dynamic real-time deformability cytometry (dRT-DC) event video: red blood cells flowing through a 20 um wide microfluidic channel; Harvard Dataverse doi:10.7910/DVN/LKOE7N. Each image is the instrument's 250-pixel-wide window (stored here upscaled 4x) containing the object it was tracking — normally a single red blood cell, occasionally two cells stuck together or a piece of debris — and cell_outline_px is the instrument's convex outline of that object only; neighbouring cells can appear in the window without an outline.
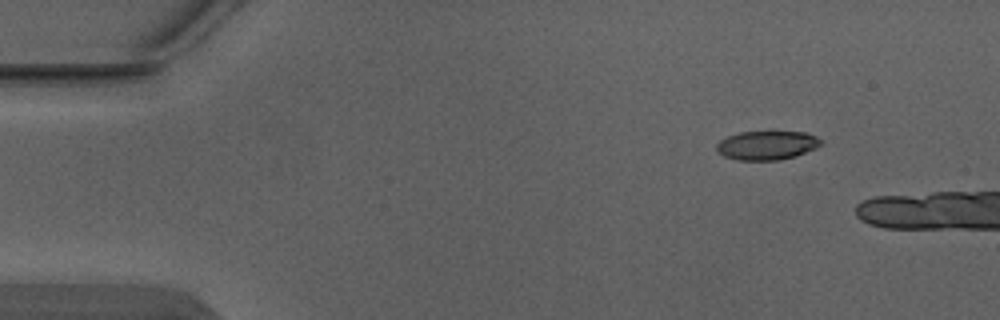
{"species": "Egyptian fruit bat (a non-hibernating species)", "species_latin": "Rousettus aegyptiacus", "temperature_condition": "warm", "stored_images_in_passage": 2, "camera_frame_rate_fps": 3000, "um_per_image_px": 0.085, "animal": {"sex": "male"}, "frame": {"image": 1, "passage_image": 1, "time_ms": 0.0, "image_size_px": [1000, 320], "cell_outline_px": [[824, 144], [816, 148], [796, 156], [776, 160], [736, 160], [724, 156], [716, 152], [716, 144], [720, 140], [728, 136], [740, 132], [808, 132], [824, 140]], "centroid_in_image_um": [65.21, 12.35], "position_along_channel_um": 19.8, "area_um2": 17.8}}